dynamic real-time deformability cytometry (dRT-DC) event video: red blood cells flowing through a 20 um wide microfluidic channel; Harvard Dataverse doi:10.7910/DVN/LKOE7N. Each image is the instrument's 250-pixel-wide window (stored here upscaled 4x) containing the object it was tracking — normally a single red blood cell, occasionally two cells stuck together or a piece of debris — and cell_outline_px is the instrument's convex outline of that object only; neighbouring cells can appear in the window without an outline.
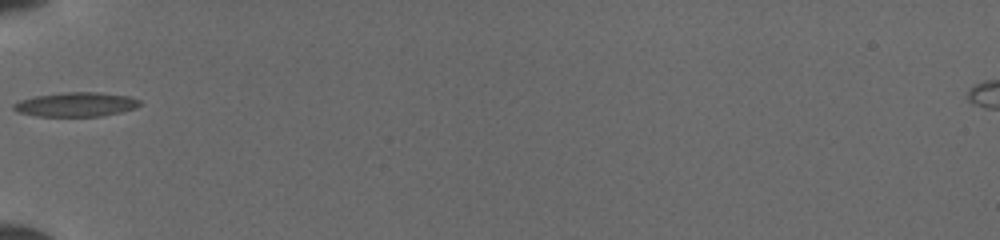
{"species": "common noctule bat (a hibernating species)", "species_latin": "Nyctalus noctula", "temperature_condition": "cold", "stored_images_in_passage": 32, "camera_frame_rate_fps": 3000, "um_per_image_px": 0.085, "animal": {"sex": "female", "body_mass_g": 19.5, "forearm_length_mm": 54.1}, "frame": {"image": 1, "passage_image": 1, "time_ms": 0.0, "image_size_px": [1000, 240], "cell_outline_px": [[140, 104], [136, 108], [120, 112], [100, 116], [36, 116], [16, 112], [12, 108], [12, 104], [20, 100], [36, 96], [64, 92], [100, 92], [128, 96], [140, 100]], "centroid_in_image_um": [6.43, 8.88], "position_along_channel_um": 78.6, "area_um2": 17.86}}
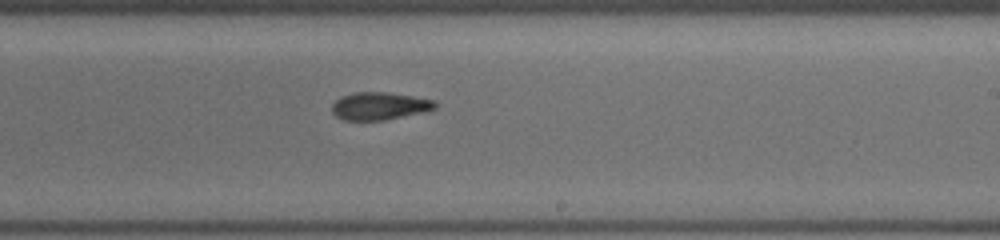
{"frame": {"image": 2, "passage_image": 14, "time_ms": 4.333, "image_size_px": [1000, 240], "cell_outline_px": [[436, 108], [384, 120], [344, 120], [336, 116], [332, 112], [332, 104], [340, 96], [352, 92], [384, 92], [412, 96], [436, 100]], "centroid_in_image_um": [32.2, 9.0], "position_along_channel_um": 256.8, "area_um2": 16.42}}
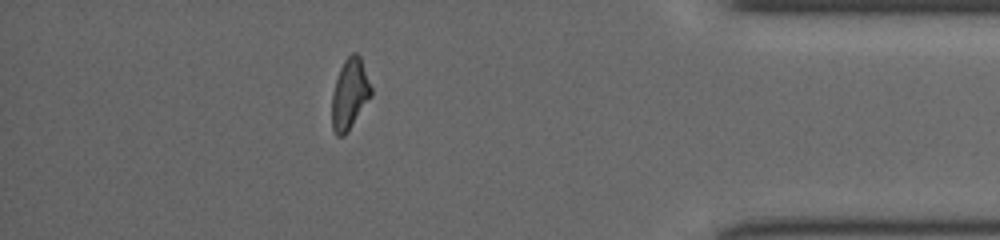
{"frame": {"image": 3, "passage_image": 27, "time_ms": 8.667, "image_size_px": [1000, 240], "cell_outline_px": [[372, 96], [348, 132], [344, 136], [336, 136], [332, 128], [332, 96], [336, 80], [340, 68], [344, 60], [352, 52], [356, 52], [360, 56], [372, 88]], "centroid_in_image_um": [29.74, 8.01], "position_along_channel_um": 405.5, "area_um2": 16.24}}